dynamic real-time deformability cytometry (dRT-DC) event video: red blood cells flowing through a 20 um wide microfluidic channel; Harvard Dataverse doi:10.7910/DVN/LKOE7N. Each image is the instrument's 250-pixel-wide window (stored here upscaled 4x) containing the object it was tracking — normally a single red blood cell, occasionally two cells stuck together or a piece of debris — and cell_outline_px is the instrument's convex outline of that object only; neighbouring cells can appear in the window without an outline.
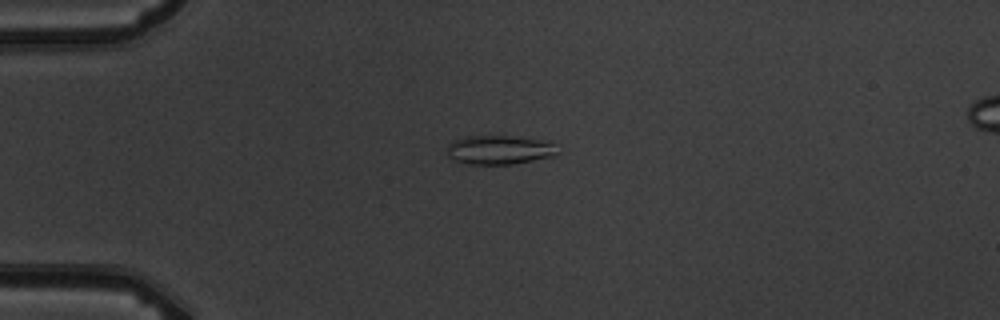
{"species": "common noctule bat (a hibernating species)", "species_latin": "Nyctalus noctula", "temperature_condition": "warm", "stored_images_in_passage": 6, "camera_frame_rate_fps": 3000, "um_per_image_px": 0.085, "animal": {"sex": "male", "body_mass_g": 19.5, "forearm_length_mm": 54.6}, "frame": {"image": 1, "passage_image": 6, "time_ms": 6.0, "image_size_px": [1000, 320], "cell_outline_px": [[560, 152], [556, 156], [512, 164], [468, 164], [452, 160], [448, 156], [448, 144], [452, 140], [464, 136], [508, 136], [548, 140]], "centroid_in_image_um": [42.45, 12.74], "position_along_channel_um": 42.6, "area_um2": 18.9}}